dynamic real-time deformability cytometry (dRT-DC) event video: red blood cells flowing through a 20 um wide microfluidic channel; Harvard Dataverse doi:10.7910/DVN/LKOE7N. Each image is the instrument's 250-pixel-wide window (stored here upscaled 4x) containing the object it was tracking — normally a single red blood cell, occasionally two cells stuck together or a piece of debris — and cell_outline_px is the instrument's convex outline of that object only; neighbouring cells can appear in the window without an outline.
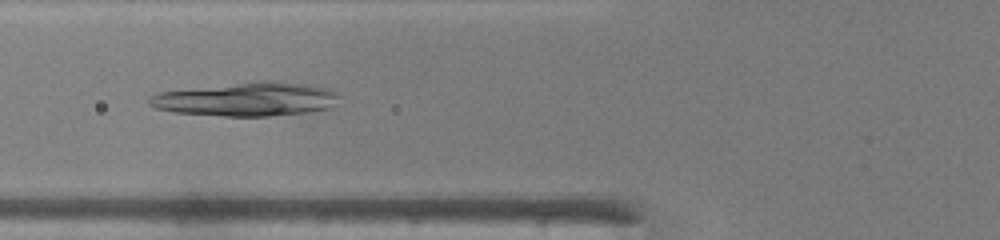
{"species": "common noctule bat (a hibernating species)", "species_latin": "Nyctalus noctula", "temperature_condition": "warm", "stored_images_in_passage": 46, "camera_frame_rate_fps": 3000, "um_per_image_px": 0.085, "animal": {"sex": "male", "body_mass_g": 19.0, "forearm_length_mm": 50.8}, "frame": {"image": 1, "passage_image": 18, "time_ms": 5.667, "image_size_px": [1000, 240], "cell_outline_px": [[340, 96], [328, 108], [308, 112], [268, 116], [224, 116], [176, 112], [156, 108], [148, 104], [148, 96], [160, 92], [264, 80], [268, 80], [308, 84], [328, 88], [336, 92]], "centroid_in_image_um": [20.97, 8.43], "position_along_channel_um": 104.8, "area_um2": 36.99}}
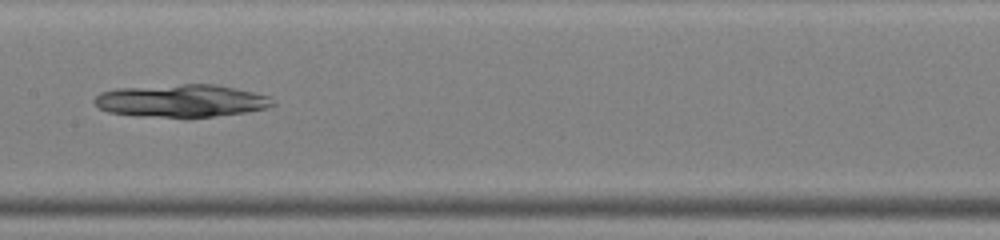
{"frame": {"image": 2, "passage_image": 24, "time_ms": 7.667, "image_size_px": [1000, 240], "cell_outline_px": [[276, 104], [268, 108], [244, 112], [188, 120], [140, 116], [108, 112], [100, 108], [92, 100], [100, 92], [116, 88], [184, 84], [216, 84], [252, 92], [268, 96]], "centroid_in_image_um": [15.39, 8.6], "position_along_channel_um": 192.0, "area_um2": 34.62}}
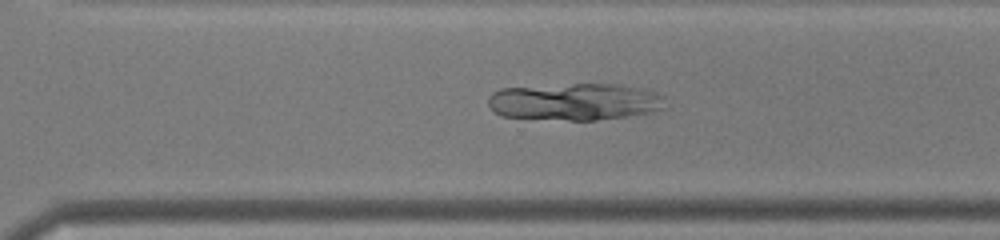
{"frame": {"image": 3, "passage_image": 33, "time_ms": 10.667, "image_size_px": [1000, 240], "cell_outline_px": [[664, 108], [652, 112], [596, 120], [568, 120], [500, 116], [488, 104], [488, 96], [492, 92], [500, 88], [572, 84], [620, 84], [640, 88], [656, 92], [660, 96]], "centroid_in_image_um": [48.81, 8.64], "position_along_channel_um": 321.8, "area_um2": 37.97}}